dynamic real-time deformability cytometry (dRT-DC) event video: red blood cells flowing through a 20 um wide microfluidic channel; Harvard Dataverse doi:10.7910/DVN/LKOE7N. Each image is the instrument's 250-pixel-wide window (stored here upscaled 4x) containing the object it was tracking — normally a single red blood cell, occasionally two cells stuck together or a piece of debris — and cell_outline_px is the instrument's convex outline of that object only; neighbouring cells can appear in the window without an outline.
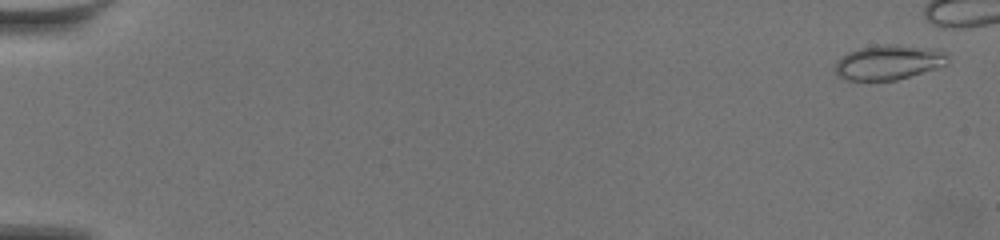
{"species": "common noctule bat (a hibernating species)", "species_latin": "Nyctalus noctula", "temperature_condition": "warm", "stored_images_in_passage": 53, "camera_frame_rate_fps": 3000, "um_per_image_px": 0.085, "animal": {"sex": "female", "body_mass_g": 19.5, "forearm_length_mm": 54.1}, "frame": {"image": 1, "passage_image": 2, "time_ms": 0.333, "image_size_px": [1000, 240], "cell_outline_px": [[948, 64], [936, 68], [896, 80], [848, 80], [836, 76], [832, 68], [836, 60], [848, 52], [860, 48], [884, 44], [896, 44], [936, 48], [948, 52]], "centroid_in_image_um": [75.52, 5.28], "position_along_channel_um": 9.5, "area_um2": 23.24}}
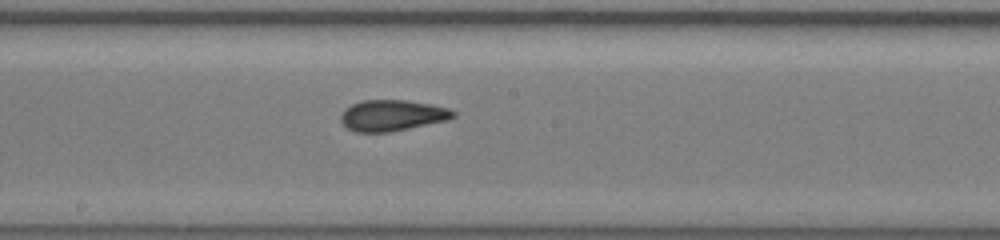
{"frame": {"image": 2, "passage_image": 35, "time_ms": 11.333, "image_size_px": [1000, 240], "cell_outline_px": [[456, 116], [448, 120], [392, 132], [356, 132], [348, 128], [340, 120], [340, 116], [344, 108], [352, 104], [364, 100], [404, 100], [432, 104], [448, 108], [456, 112]], "centroid_in_image_um": [33.35, 9.81], "position_along_channel_um": 214.9, "area_um2": 20.46}}
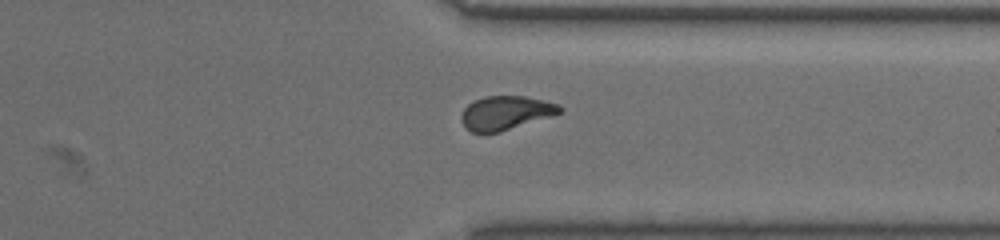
{"frame": {"image": 3, "passage_image": 48, "time_ms": 15.667, "image_size_px": [1000, 240], "cell_outline_px": [[564, 112], [552, 116], [500, 132], [472, 132], [464, 128], [460, 116], [464, 108], [472, 100], [484, 96], [524, 96], [544, 100], [556, 104], [564, 108]], "centroid_in_image_um": [42.97, 9.59], "position_along_channel_um": 368.4, "area_um2": 19.59}}